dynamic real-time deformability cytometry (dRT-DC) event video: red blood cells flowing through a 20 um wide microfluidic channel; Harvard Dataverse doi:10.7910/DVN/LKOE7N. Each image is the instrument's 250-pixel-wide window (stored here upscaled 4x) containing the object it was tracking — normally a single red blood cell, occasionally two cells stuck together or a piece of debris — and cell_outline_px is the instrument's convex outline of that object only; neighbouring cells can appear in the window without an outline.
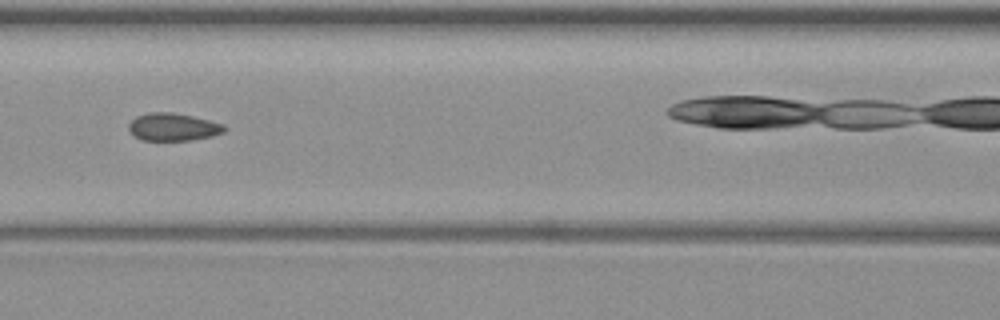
{"species": "common noctule bat (a hibernating species)", "species_latin": "Nyctalus noctula", "temperature_condition": "warm", "stored_images_in_passage": 8, "camera_frame_rate_fps": 3000, "um_per_image_px": 0.085, "animal": {"sex": "female", "body_mass_g": 19.3, "forearm_length_mm": 54.1}, "frame": {"image": 1, "passage_image": 6, "time_ms": 6.0, "image_size_px": [1000, 320], "cell_outline_px": [[228, 128], [224, 132], [212, 136], [192, 140], [140, 140], [132, 136], [128, 128], [128, 124], [136, 116], [148, 112], [172, 112], [192, 116], [224, 124]], "centroid_in_image_um": [14.69, 10.79], "position_along_channel_um": 151.9, "area_um2": 15.61}}